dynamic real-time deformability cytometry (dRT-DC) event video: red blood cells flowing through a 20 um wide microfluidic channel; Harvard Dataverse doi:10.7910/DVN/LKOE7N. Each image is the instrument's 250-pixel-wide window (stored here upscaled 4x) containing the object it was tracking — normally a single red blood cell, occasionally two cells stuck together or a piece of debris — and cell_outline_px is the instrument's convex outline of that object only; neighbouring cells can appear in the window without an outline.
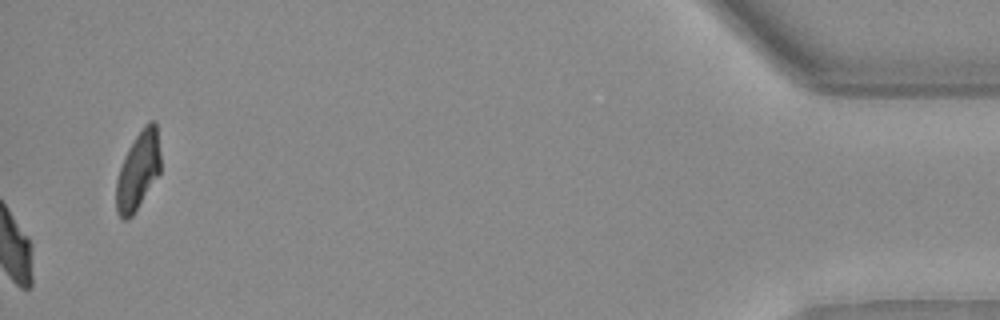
{"species": "Egyptian fruit bat (a non-hibernating species)", "species_latin": "Rousettus aegyptiacus", "temperature_condition": "warm", "stored_images_in_passage": 49, "camera_frame_rate_fps": 3000, "um_per_image_px": 0.085, "animal": {"sex": "female"}, "frame": {"image": 1, "passage_image": 49, "time_ms": 16.0, "image_size_px": [1000, 320], "cell_outline_px": [[160, 172], [132, 216], [128, 220], [124, 220], [116, 212], [116, 180], [124, 156], [128, 148], [144, 124], [148, 120], [156, 120], [160, 152]], "centroid_in_image_um": [11.74, 14.48], "position_along_channel_um": 423.5, "area_um2": 20.17}, "authors_computed_cell_mechanics": {"area_um2": 21.2126, "velocity_mm_per_s": 4.1217, "shape_relaxation_time_tau1_ms": 5.9343, "shape_relaxation_time_tau2_ms": 1.8757, "deformation_change_tau1": 0.1686, "deformation_change_tau2": 0.0729}}